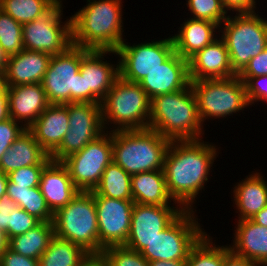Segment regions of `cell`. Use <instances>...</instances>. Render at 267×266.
<instances>
[{"mask_svg":"<svg viewBox=\"0 0 267 266\" xmlns=\"http://www.w3.org/2000/svg\"><path fill=\"white\" fill-rule=\"evenodd\" d=\"M51 161L50 155L36 141L33 134L26 129L2 156L0 170L9 174L22 167L50 163Z\"/></svg>","mask_w":267,"mask_h":266,"instance_id":"obj_25","label":"cell"},{"mask_svg":"<svg viewBox=\"0 0 267 266\" xmlns=\"http://www.w3.org/2000/svg\"><path fill=\"white\" fill-rule=\"evenodd\" d=\"M52 55L23 49L9 57L5 74L2 76L7 87L42 83Z\"/></svg>","mask_w":267,"mask_h":266,"instance_id":"obj_21","label":"cell"},{"mask_svg":"<svg viewBox=\"0 0 267 266\" xmlns=\"http://www.w3.org/2000/svg\"><path fill=\"white\" fill-rule=\"evenodd\" d=\"M267 75V46L264 51L252 58L238 77H257Z\"/></svg>","mask_w":267,"mask_h":266,"instance_id":"obj_43","label":"cell"},{"mask_svg":"<svg viewBox=\"0 0 267 266\" xmlns=\"http://www.w3.org/2000/svg\"><path fill=\"white\" fill-rule=\"evenodd\" d=\"M223 266H261V265H259L256 262H253L252 260L236 256L235 254L230 252L224 258Z\"/></svg>","mask_w":267,"mask_h":266,"instance_id":"obj_48","label":"cell"},{"mask_svg":"<svg viewBox=\"0 0 267 266\" xmlns=\"http://www.w3.org/2000/svg\"><path fill=\"white\" fill-rule=\"evenodd\" d=\"M190 84L197 99L202 125L207 119L226 118L249 107L245 83L238 75L226 79L195 80Z\"/></svg>","mask_w":267,"mask_h":266,"instance_id":"obj_9","label":"cell"},{"mask_svg":"<svg viewBox=\"0 0 267 266\" xmlns=\"http://www.w3.org/2000/svg\"><path fill=\"white\" fill-rule=\"evenodd\" d=\"M188 11L190 18L206 20L214 22L219 26L224 22L229 15L223 7L221 0H187Z\"/></svg>","mask_w":267,"mask_h":266,"instance_id":"obj_36","label":"cell"},{"mask_svg":"<svg viewBox=\"0 0 267 266\" xmlns=\"http://www.w3.org/2000/svg\"><path fill=\"white\" fill-rule=\"evenodd\" d=\"M18 205L5 193L0 198V229H2L9 240L11 238V219L14 209Z\"/></svg>","mask_w":267,"mask_h":266,"instance_id":"obj_44","label":"cell"},{"mask_svg":"<svg viewBox=\"0 0 267 266\" xmlns=\"http://www.w3.org/2000/svg\"><path fill=\"white\" fill-rule=\"evenodd\" d=\"M190 81L226 79L236 76L224 40L220 37L188 60Z\"/></svg>","mask_w":267,"mask_h":266,"instance_id":"obj_18","label":"cell"},{"mask_svg":"<svg viewBox=\"0 0 267 266\" xmlns=\"http://www.w3.org/2000/svg\"><path fill=\"white\" fill-rule=\"evenodd\" d=\"M171 140L152 129L112 132L113 161L128 174L164 169Z\"/></svg>","mask_w":267,"mask_h":266,"instance_id":"obj_4","label":"cell"},{"mask_svg":"<svg viewBox=\"0 0 267 266\" xmlns=\"http://www.w3.org/2000/svg\"><path fill=\"white\" fill-rule=\"evenodd\" d=\"M72 18V45L116 50L123 39L122 0H87Z\"/></svg>","mask_w":267,"mask_h":266,"instance_id":"obj_2","label":"cell"},{"mask_svg":"<svg viewBox=\"0 0 267 266\" xmlns=\"http://www.w3.org/2000/svg\"><path fill=\"white\" fill-rule=\"evenodd\" d=\"M248 176L233 188L238 220L251 219L267 206V181L264 180V175L256 172Z\"/></svg>","mask_w":267,"mask_h":266,"instance_id":"obj_26","label":"cell"},{"mask_svg":"<svg viewBox=\"0 0 267 266\" xmlns=\"http://www.w3.org/2000/svg\"><path fill=\"white\" fill-rule=\"evenodd\" d=\"M10 118L8 96L0 97V121Z\"/></svg>","mask_w":267,"mask_h":266,"instance_id":"obj_49","label":"cell"},{"mask_svg":"<svg viewBox=\"0 0 267 266\" xmlns=\"http://www.w3.org/2000/svg\"><path fill=\"white\" fill-rule=\"evenodd\" d=\"M113 161L112 132L106 131L81 151L61 162L79 191H93L100 183L105 168Z\"/></svg>","mask_w":267,"mask_h":266,"instance_id":"obj_11","label":"cell"},{"mask_svg":"<svg viewBox=\"0 0 267 266\" xmlns=\"http://www.w3.org/2000/svg\"><path fill=\"white\" fill-rule=\"evenodd\" d=\"M94 191L104 197L133 201L131 175L112 161L104 170Z\"/></svg>","mask_w":267,"mask_h":266,"instance_id":"obj_30","label":"cell"},{"mask_svg":"<svg viewBox=\"0 0 267 266\" xmlns=\"http://www.w3.org/2000/svg\"><path fill=\"white\" fill-rule=\"evenodd\" d=\"M39 187L49 209L55 213L80 191L62 162L51 161L42 171Z\"/></svg>","mask_w":267,"mask_h":266,"instance_id":"obj_22","label":"cell"},{"mask_svg":"<svg viewBox=\"0 0 267 266\" xmlns=\"http://www.w3.org/2000/svg\"><path fill=\"white\" fill-rule=\"evenodd\" d=\"M251 220L259 225L267 227V206L255 214Z\"/></svg>","mask_w":267,"mask_h":266,"instance_id":"obj_50","label":"cell"},{"mask_svg":"<svg viewBox=\"0 0 267 266\" xmlns=\"http://www.w3.org/2000/svg\"><path fill=\"white\" fill-rule=\"evenodd\" d=\"M180 24L178 33L172 36L175 52L189 60L198 51L212 43L220 26L214 22L189 18ZM217 36V37H216Z\"/></svg>","mask_w":267,"mask_h":266,"instance_id":"obj_24","label":"cell"},{"mask_svg":"<svg viewBox=\"0 0 267 266\" xmlns=\"http://www.w3.org/2000/svg\"><path fill=\"white\" fill-rule=\"evenodd\" d=\"M101 111L107 132L149 128L150 99L139 83L118 77L102 100Z\"/></svg>","mask_w":267,"mask_h":266,"instance_id":"obj_5","label":"cell"},{"mask_svg":"<svg viewBox=\"0 0 267 266\" xmlns=\"http://www.w3.org/2000/svg\"><path fill=\"white\" fill-rule=\"evenodd\" d=\"M60 0H0V9L18 23L32 22L48 13Z\"/></svg>","mask_w":267,"mask_h":266,"instance_id":"obj_32","label":"cell"},{"mask_svg":"<svg viewBox=\"0 0 267 266\" xmlns=\"http://www.w3.org/2000/svg\"><path fill=\"white\" fill-rule=\"evenodd\" d=\"M0 266H39V260L20 255L8 247L0 256Z\"/></svg>","mask_w":267,"mask_h":266,"instance_id":"obj_45","label":"cell"},{"mask_svg":"<svg viewBox=\"0 0 267 266\" xmlns=\"http://www.w3.org/2000/svg\"><path fill=\"white\" fill-rule=\"evenodd\" d=\"M36 141L51 155L61 144L69 130L68 103L50 104L28 127Z\"/></svg>","mask_w":267,"mask_h":266,"instance_id":"obj_20","label":"cell"},{"mask_svg":"<svg viewBox=\"0 0 267 266\" xmlns=\"http://www.w3.org/2000/svg\"><path fill=\"white\" fill-rule=\"evenodd\" d=\"M62 0L48 13L22 24L24 49L56 55L72 45V18L62 22Z\"/></svg>","mask_w":267,"mask_h":266,"instance_id":"obj_12","label":"cell"},{"mask_svg":"<svg viewBox=\"0 0 267 266\" xmlns=\"http://www.w3.org/2000/svg\"><path fill=\"white\" fill-rule=\"evenodd\" d=\"M54 235L100 256L98 221L93 191H80L53 215Z\"/></svg>","mask_w":267,"mask_h":266,"instance_id":"obj_6","label":"cell"},{"mask_svg":"<svg viewBox=\"0 0 267 266\" xmlns=\"http://www.w3.org/2000/svg\"><path fill=\"white\" fill-rule=\"evenodd\" d=\"M49 163H39L38 165H30L11 171L8 174V180L25 188L39 187L41 174L43 169Z\"/></svg>","mask_w":267,"mask_h":266,"instance_id":"obj_39","label":"cell"},{"mask_svg":"<svg viewBox=\"0 0 267 266\" xmlns=\"http://www.w3.org/2000/svg\"><path fill=\"white\" fill-rule=\"evenodd\" d=\"M139 84L149 99L184 89L190 84L188 60L174 52Z\"/></svg>","mask_w":267,"mask_h":266,"instance_id":"obj_17","label":"cell"},{"mask_svg":"<svg viewBox=\"0 0 267 266\" xmlns=\"http://www.w3.org/2000/svg\"><path fill=\"white\" fill-rule=\"evenodd\" d=\"M81 47L71 45L52 55L42 86L49 104L85 103V83L79 72Z\"/></svg>","mask_w":267,"mask_h":266,"instance_id":"obj_8","label":"cell"},{"mask_svg":"<svg viewBox=\"0 0 267 266\" xmlns=\"http://www.w3.org/2000/svg\"><path fill=\"white\" fill-rule=\"evenodd\" d=\"M100 257L104 266H149V262L140 252L124 245L108 247Z\"/></svg>","mask_w":267,"mask_h":266,"instance_id":"obj_37","label":"cell"},{"mask_svg":"<svg viewBox=\"0 0 267 266\" xmlns=\"http://www.w3.org/2000/svg\"><path fill=\"white\" fill-rule=\"evenodd\" d=\"M69 130L105 132L101 104L68 103Z\"/></svg>","mask_w":267,"mask_h":266,"instance_id":"obj_31","label":"cell"},{"mask_svg":"<svg viewBox=\"0 0 267 266\" xmlns=\"http://www.w3.org/2000/svg\"><path fill=\"white\" fill-rule=\"evenodd\" d=\"M105 132L68 130L60 146L50 155L51 160L61 162L69 155L81 151L88 143L95 141Z\"/></svg>","mask_w":267,"mask_h":266,"instance_id":"obj_35","label":"cell"},{"mask_svg":"<svg viewBox=\"0 0 267 266\" xmlns=\"http://www.w3.org/2000/svg\"><path fill=\"white\" fill-rule=\"evenodd\" d=\"M223 7L234 13H252L256 10V0H221Z\"/></svg>","mask_w":267,"mask_h":266,"instance_id":"obj_46","label":"cell"},{"mask_svg":"<svg viewBox=\"0 0 267 266\" xmlns=\"http://www.w3.org/2000/svg\"><path fill=\"white\" fill-rule=\"evenodd\" d=\"M8 60H9L8 54L5 52L3 47L0 45V76H3L5 74Z\"/></svg>","mask_w":267,"mask_h":266,"instance_id":"obj_51","label":"cell"},{"mask_svg":"<svg viewBox=\"0 0 267 266\" xmlns=\"http://www.w3.org/2000/svg\"><path fill=\"white\" fill-rule=\"evenodd\" d=\"M7 85L2 76H0V97L6 94Z\"/></svg>","mask_w":267,"mask_h":266,"instance_id":"obj_56","label":"cell"},{"mask_svg":"<svg viewBox=\"0 0 267 266\" xmlns=\"http://www.w3.org/2000/svg\"><path fill=\"white\" fill-rule=\"evenodd\" d=\"M186 261H160L149 262V266H185Z\"/></svg>","mask_w":267,"mask_h":266,"instance_id":"obj_52","label":"cell"},{"mask_svg":"<svg viewBox=\"0 0 267 266\" xmlns=\"http://www.w3.org/2000/svg\"><path fill=\"white\" fill-rule=\"evenodd\" d=\"M24 191H29V188L16 186L8 180L6 194L20 207L23 208Z\"/></svg>","mask_w":267,"mask_h":266,"instance_id":"obj_47","label":"cell"},{"mask_svg":"<svg viewBox=\"0 0 267 266\" xmlns=\"http://www.w3.org/2000/svg\"><path fill=\"white\" fill-rule=\"evenodd\" d=\"M124 42L113 54L120 58L119 77L129 82L139 83L151 71L162 65L174 52L172 37L145 43L133 44Z\"/></svg>","mask_w":267,"mask_h":266,"instance_id":"obj_13","label":"cell"},{"mask_svg":"<svg viewBox=\"0 0 267 266\" xmlns=\"http://www.w3.org/2000/svg\"><path fill=\"white\" fill-rule=\"evenodd\" d=\"M194 210H184L140 253L148 261H186L192 248L206 234Z\"/></svg>","mask_w":267,"mask_h":266,"instance_id":"obj_10","label":"cell"},{"mask_svg":"<svg viewBox=\"0 0 267 266\" xmlns=\"http://www.w3.org/2000/svg\"><path fill=\"white\" fill-rule=\"evenodd\" d=\"M131 189L134 203L142 205L170 206L163 170L146 171L131 175Z\"/></svg>","mask_w":267,"mask_h":266,"instance_id":"obj_27","label":"cell"},{"mask_svg":"<svg viewBox=\"0 0 267 266\" xmlns=\"http://www.w3.org/2000/svg\"><path fill=\"white\" fill-rule=\"evenodd\" d=\"M0 45L8 56L24 49L22 24L0 9Z\"/></svg>","mask_w":267,"mask_h":266,"instance_id":"obj_34","label":"cell"},{"mask_svg":"<svg viewBox=\"0 0 267 266\" xmlns=\"http://www.w3.org/2000/svg\"><path fill=\"white\" fill-rule=\"evenodd\" d=\"M183 211L184 209L176 204L173 207L134 203L130 233L124 246L141 252Z\"/></svg>","mask_w":267,"mask_h":266,"instance_id":"obj_15","label":"cell"},{"mask_svg":"<svg viewBox=\"0 0 267 266\" xmlns=\"http://www.w3.org/2000/svg\"><path fill=\"white\" fill-rule=\"evenodd\" d=\"M6 94L10 118L20 122L26 129L50 105L41 83L10 86L7 87Z\"/></svg>","mask_w":267,"mask_h":266,"instance_id":"obj_19","label":"cell"},{"mask_svg":"<svg viewBox=\"0 0 267 266\" xmlns=\"http://www.w3.org/2000/svg\"><path fill=\"white\" fill-rule=\"evenodd\" d=\"M81 266H104L102 258L100 256H91Z\"/></svg>","mask_w":267,"mask_h":266,"instance_id":"obj_54","label":"cell"},{"mask_svg":"<svg viewBox=\"0 0 267 266\" xmlns=\"http://www.w3.org/2000/svg\"><path fill=\"white\" fill-rule=\"evenodd\" d=\"M40 221L27 213L19 206L14 209L11 219V238L20 234H25L29 229L34 228Z\"/></svg>","mask_w":267,"mask_h":266,"instance_id":"obj_42","label":"cell"},{"mask_svg":"<svg viewBox=\"0 0 267 266\" xmlns=\"http://www.w3.org/2000/svg\"><path fill=\"white\" fill-rule=\"evenodd\" d=\"M219 31L222 33L219 37L226 44L231 67L237 75L267 46V20L256 11L236 13L235 16L229 14Z\"/></svg>","mask_w":267,"mask_h":266,"instance_id":"obj_7","label":"cell"},{"mask_svg":"<svg viewBox=\"0 0 267 266\" xmlns=\"http://www.w3.org/2000/svg\"><path fill=\"white\" fill-rule=\"evenodd\" d=\"M22 209L40 222H53L54 213L49 209L40 187H32L29 191H24Z\"/></svg>","mask_w":267,"mask_h":266,"instance_id":"obj_38","label":"cell"},{"mask_svg":"<svg viewBox=\"0 0 267 266\" xmlns=\"http://www.w3.org/2000/svg\"><path fill=\"white\" fill-rule=\"evenodd\" d=\"M91 256L80 245L54 235L39 258V266H81Z\"/></svg>","mask_w":267,"mask_h":266,"instance_id":"obj_29","label":"cell"},{"mask_svg":"<svg viewBox=\"0 0 267 266\" xmlns=\"http://www.w3.org/2000/svg\"><path fill=\"white\" fill-rule=\"evenodd\" d=\"M93 197L101 255L108 247L125 245L130 233L134 201L100 196L94 190Z\"/></svg>","mask_w":267,"mask_h":266,"instance_id":"obj_14","label":"cell"},{"mask_svg":"<svg viewBox=\"0 0 267 266\" xmlns=\"http://www.w3.org/2000/svg\"><path fill=\"white\" fill-rule=\"evenodd\" d=\"M53 236V222H40L25 234L10 238L8 247L20 255L39 260Z\"/></svg>","mask_w":267,"mask_h":266,"instance_id":"obj_28","label":"cell"},{"mask_svg":"<svg viewBox=\"0 0 267 266\" xmlns=\"http://www.w3.org/2000/svg\"><path fill=\"white\" fill-rule=\"evenodd\" d=\"M8 183V174L0 170V198L6 193Z\"/></svg>","mask_w":267,"mask_h":266,"instance_id":"obj_53","label":"cell"},{"mask_svg":"<svg viewBox=\"0 0 267 266\" xmlns=\"http://www.w3.org/2000/svg\"><path fill=\"white\" fill-rule=\"evenodd\" d=\"M229 248L236 256L267 266V227L251 219L238 220Z\"/></svg>","mask_w":267,"mask_h":266,"instance_id":"obj_23","label":"cell"},{"mask_svg":"<svg viewBox=\"0 0 267 266\" xmlns=\"http://www.w3.org/2000/svg\"><path fill=\"white\" fill-rule=\"evenodd\" d=\"M197 99L191 84L150 99L149 129L169 140H196L203 136Z\"/></svg>","mask_w":267,"mask_h":266,"instance_id":"obj_3","label":"cell"},{"mask_svg":"<svg viewBox=\"0 0 267 266\" xmlns=\"http://www.w3.org/2000/svg\"><path fill=\"white\" fill-rule=\"evenodd\" d=\"M202 139L173 140L166 152L163 171L167 191L172 205L178 204L184 210H194L195 198L204 191L219 154L215 144Z\"/></svg>","mask_w":267,"mask_h":266,"instance_id":"obj_1","label":"cell"},{"mask_svg":"<svg viewBox=\"0 0 267 266\" xmlns=\"http://www.w3.org/2000/svg\"><path fill=\"white\" fill-rule=\"evenodd\" d=\"M107 53L110 55L113 50H89L81 47L79 72L85 83V103L101 104L119 77V63L114 65L105 60Z\"/></svg>","mask_w":267,"mask_h":266,"instance_id":"obj_16","label":"cell"},{"mask_svg":"<svg viewBox=\"0 0 267 266\" xmlns=\"http://www.w3.org/2000/svg\"><path fill=\"white\" fill-rule=\"evenodd\" d=\"M8 241L6 233L0 229V256L8 248Z\"/></svg>","mask_w":267,"mask_h":266,"instance_id":"obj_55","label":"cell"},{"mask_svg":"<svg viewBox=\"0 0 267 266\" xmlns=\"http://www.w3.org/2000/svg\"><path fill=\"white\" fill-rule=\"evenodd\" d=\"M239 78L245 83L246 97L250 106L260 101L267 102V75Z\"/></svg>","mask_w":267,"mask_h":266,"instance_id":"obj_41","label":"cell"},{"mask_svg":"<svg viewBox=\"0 0 267 266\" xmlns=\"http://www.w3.org/2000/svg\"><path fill=\"white\" fill-rule=\"evenodd\" d=\"M230 252L229 246H217L206 233L190 251L185 266H223Z\"/></svg>","mask_w":267,"mask_h":266,"instance_id":"obj_33","label":"cell"},{"mask_svg":"<svg viewBox=\"0 0 267 266\" xmlns=\"http://www.w3.org/2000/svg\"><path fill=\"white\" fill-rule=\"evenodd\" d=\"M26 128L12 118L0 121V161L11 144L24 132Z\"/></svg>","mask_w":267,"mask_h":266,"instance_id":"obj_40","label":"cell"}]
</instances>
